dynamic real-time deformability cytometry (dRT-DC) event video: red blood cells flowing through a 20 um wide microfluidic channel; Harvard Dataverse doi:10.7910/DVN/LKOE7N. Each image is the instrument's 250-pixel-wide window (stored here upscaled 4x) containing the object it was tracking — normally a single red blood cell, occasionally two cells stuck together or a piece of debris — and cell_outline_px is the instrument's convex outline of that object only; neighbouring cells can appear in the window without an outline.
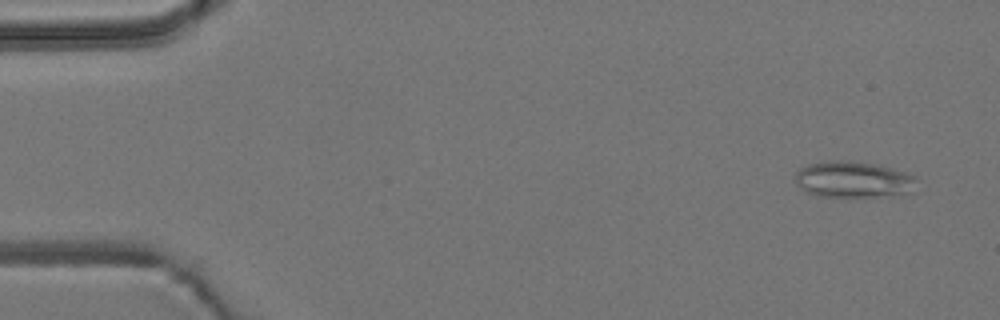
{"species": "common noctule bat (a hibernating species)", "species_latin": "Nyctalus noctula", "temperature_condition": "room temperature", "stored_images_in_passage": 16, "camera_frame_rate_fps": 3000, "um_per_image_px": 0.085, "animal": {"sex": "male", "body_mass_g": 19.2, "forearm_length_mm": 51.8}, "frame": {"image": 1, "passage_image": 3, "time_ms": 0.667, "image_size_px": [1000, 320], "cell_outline_px": [[916, 180], [908, 192], [876, 196], [816, 196], [800, 188], [796, 180], [796, 172], [800, 168], [808, 164], [828, 160], [848, 160], [872, 164], [904, 172], [916, 176]], "centroid_in_image_um": [72.44, 15.24], "position_along_channel_um": 12.6, "area_um2": 25.03}}